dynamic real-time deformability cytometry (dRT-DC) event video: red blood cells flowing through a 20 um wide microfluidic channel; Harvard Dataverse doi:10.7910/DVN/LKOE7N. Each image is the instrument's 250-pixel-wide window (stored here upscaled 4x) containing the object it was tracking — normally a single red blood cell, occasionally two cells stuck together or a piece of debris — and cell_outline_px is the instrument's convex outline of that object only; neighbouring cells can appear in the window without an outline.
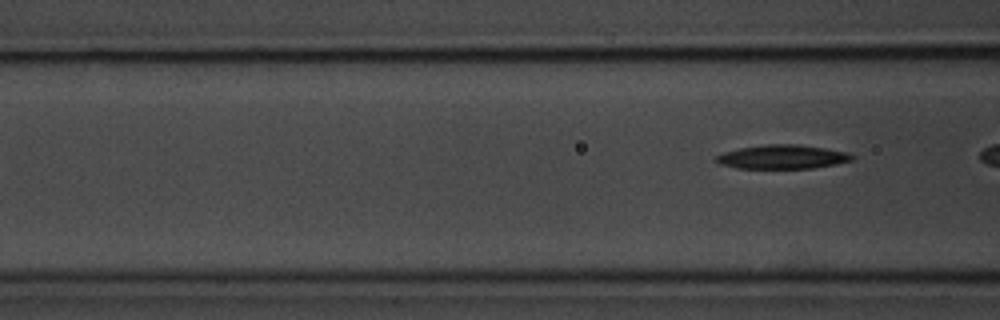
{"species": "common noctule bat (a hibernating species)", "species_latin": "Nyctalus noctula", "temperature_condition": "room temperature", "stored_images_in_passage": 8, "camera_frame_rate_fps": 3000, "um_per_image_px": 0.085, "animal": {"sex": "male", "body_mass_g": 20.1, "forearm_length_mm": 53.5}, "frame": {"image": 1, "passage_image": 8, "time_ms": 8.0, "image_size_px": [1000, 320], "cell_outline_px": [[856, 156], [852, 160], [836, 164], [812, 168], [736, 168], [720, 164], [716, 160], [716, 156], [724, 152], [740, 148], [768, 144], [796, 144], [824, 148], [848, 152]], "centroid_in_image_um": [66.53, 13.33], "position_along_channel_um": 100.1, "area_um2": 18.84}}